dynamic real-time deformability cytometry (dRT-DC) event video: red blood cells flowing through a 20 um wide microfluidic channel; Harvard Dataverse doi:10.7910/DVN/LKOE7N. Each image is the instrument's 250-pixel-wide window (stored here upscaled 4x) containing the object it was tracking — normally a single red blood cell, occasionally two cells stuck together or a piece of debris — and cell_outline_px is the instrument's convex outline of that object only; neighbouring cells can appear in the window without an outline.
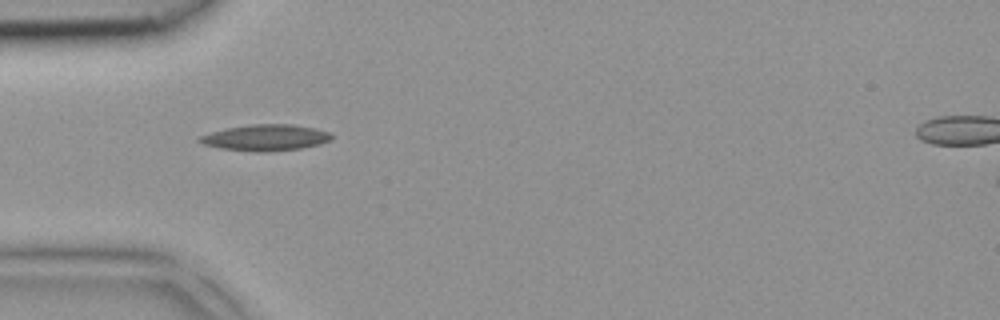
{"species": "common noctule bat (a hibernating species)", "species_latin": "Nyctalus noctula", "temperature_condition": "room temperature", "stored_images_in_passage": 4, "camera_frame_rate_fps": 3000, "um_per_image_px": 0.085, "animal": {"sex": "female", "body_mass_g": 18.4}, "frame": {"image": 1, "passage_image": 3, "time_ms": 0.667, "image_size_px": [1000, 320], "cell_outline_px": [[332, 140], [320, 144], [300, 148], [264, 152], [256, 152], [220, 148], [204, 144], [196, 140], [200, 136], [224, 128], [252, 124], [292, 124], [316, 128], [328, 132], [332, 136]], "centroid_in_image_um": [22.58, 11.69], "position_along_channel_um": 62.4, "area_um2": 20.11}}